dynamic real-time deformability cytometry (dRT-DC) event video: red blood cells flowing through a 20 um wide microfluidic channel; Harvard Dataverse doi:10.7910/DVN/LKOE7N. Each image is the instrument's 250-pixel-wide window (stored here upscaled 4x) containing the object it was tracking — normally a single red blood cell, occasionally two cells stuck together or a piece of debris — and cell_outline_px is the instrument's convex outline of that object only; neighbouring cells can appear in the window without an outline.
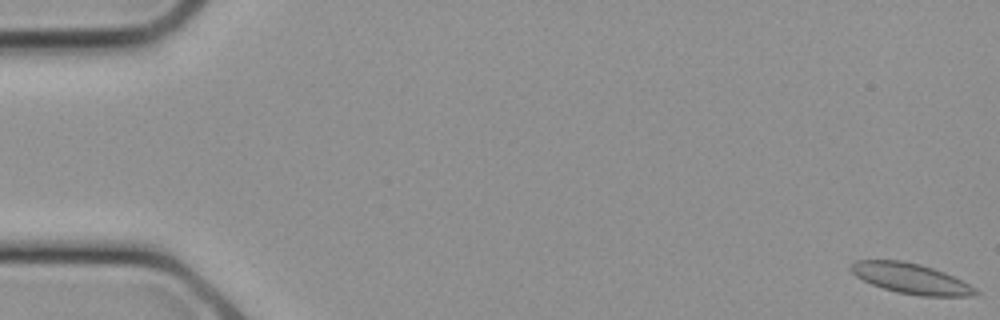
{"species": "common noctule bat (a hibernating species)", "species_latin": "Nyctalus noctula", "temperature_condition": "cold", "stored_images_in_passage": 17, "camera_frame_rate_fps": 3000, "um_per_image_px": 0.085, "animal": {"sex": "female", "body_mass_g": 21.9}, "frame": {"image": 1, "passage_image": 1, "time_ms": 0.0, "image_size_px": [1000, 320], "cell_outline_px": [[980, 292], [972, 296], [920, 296], [896, 292], [872, 284], [856, 276], [848, 268], [856, 260], [904, 260], [920, 264], [944, 272], [976, 288]], "centroid_in_image_um": [77.42, 23.67], "position_along_channel_um": 7.6, "area_um2": 21.91}}
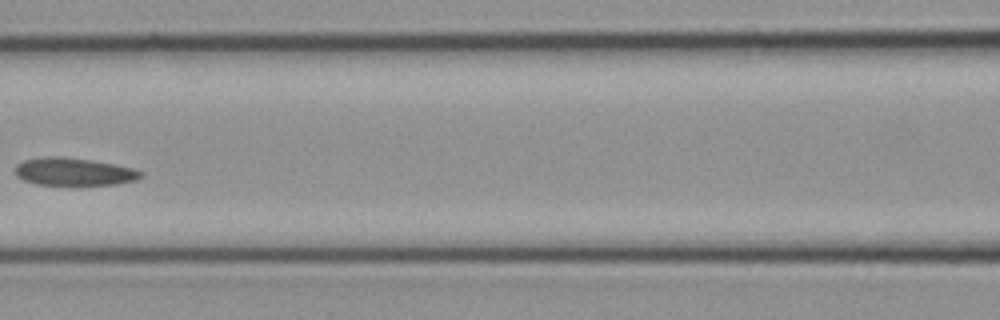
{"frame": {"image": 2, "passage_image": 13, "time_ms": 4.0, "image_size_px": [1000, 320], "cell_outline_px": [[144, 176], [136, 180], [116, 184], [36, 184], [24, 180], [16, 176], [16, 164], [24, 160], [48, 156], [60, 156], [92, 160], [132, 168], [144, 172]], "centroid_in_image_um": [6.29, 14.58], "position_along_channel_um": 160.3, "area_um2": 20.06}}
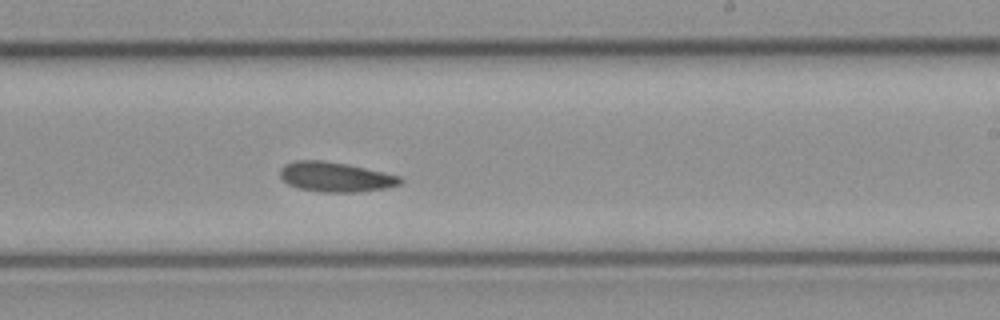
{"frame": {"image": 3, "passage_image": 17, "time_ms": 5.333, "image_size_px": [1000, 320], "cell_outline_px": [[404, 180], [400, 184], [384, 188], [360, 192], [324, 192], [300, 188], [288, 184], [280, 176], [280, 168], [284, 164], [296, 160], [324, 160], [348, 164], [384, 172], [400, 176]], "centroid_in_image_um": [28.52, 15.03], "position_along_channel_um": 260.5, "area_um2": 20.87}}